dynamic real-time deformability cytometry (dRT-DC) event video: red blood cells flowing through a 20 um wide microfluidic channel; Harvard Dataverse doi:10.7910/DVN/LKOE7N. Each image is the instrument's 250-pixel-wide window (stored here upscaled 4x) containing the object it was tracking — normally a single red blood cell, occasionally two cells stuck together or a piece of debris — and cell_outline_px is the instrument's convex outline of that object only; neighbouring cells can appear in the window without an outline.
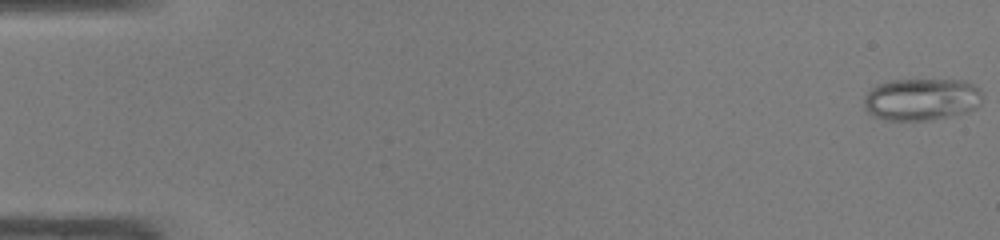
{"species": "common noctule bat (a hibernating species)", "species_latin": "Nyctalus noctula", "temperature_condition": "warm", "stored_images_in_passage": 48, "camera_frame_rate_fps": 3000, "um_per_image_px": 0.085, "animal": {"sex": "male", "body_mass_g": 19.0, "forearm_length_mm": 50.8}, "frame": {"image": 1, "passage_image": 1, "time_ms": 0.0, "image_size_px": [1000, 240], "cell_outline_px": [[984, 96], [980, 104], [976, 108], [968, 112], [932, 120], [884, 120], [872, 116], [864, 108], [864, 96], [876, 84], [888, 80], [964, 80], [980, 88]], "centroid_in_image_um": [78.34, 8.44], "position_along_channel_um": 6.7, "area_um2": 29.59}}
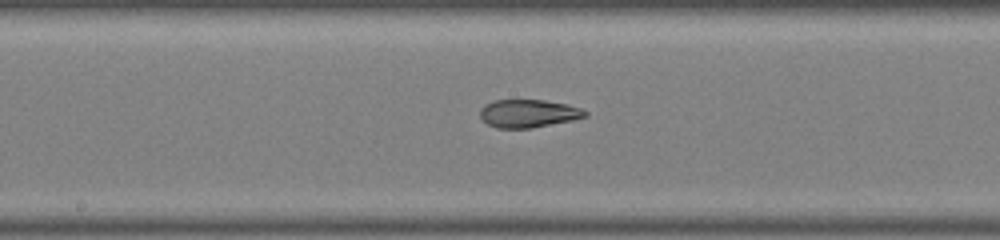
{"frame": {"image": 2, "passage_image": 26, "time_ms": 8.333, "image_size_px": [1000, 240], "cell_outline_px": [[588, 116], [572, 120], [532, 128], [496, 128], [488, 124], [480, 116], [480, 108], [484, 104], [496, 100], [544, 100], [568, 104], [580, 108], [588, 112]], "centroid_in_image_um": [44.91, 9.64], "position_along_channel_um": 203.3, "area_um2": 17.17}}
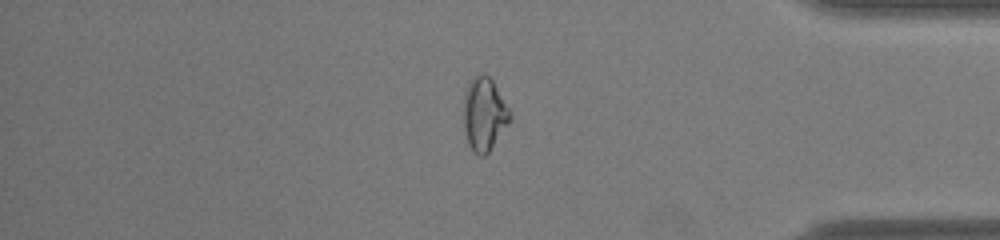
{"frame": {"image": 3, "passage_image": 41, "time_ms": 13.333, "image_size_px": [1000, 240], "cell_outline_px": [[512, 120], [488, 152], [484, 156], [480, 156], [468, 144], [464, 132], [464, 96], [468, 84], [472, 76], [484, 72], [492, 80], [508, 108], [512, 116]], "centroid_in_image_um": [41.15, 9.69], "position_along_channel_um": 394.0, "area_um2": 19.71}, "authors_computed_cell_mechanics": {"area_um2": 20.2011, "velocity_mm_per_s": 4.2659, "shape_relaxation_time_tau1_ms": null, "shape_relaxation_time_tau2_ms": 2.0242, "deformation_change_tau1": null, "deformation_change_tau2": 0.0664}}